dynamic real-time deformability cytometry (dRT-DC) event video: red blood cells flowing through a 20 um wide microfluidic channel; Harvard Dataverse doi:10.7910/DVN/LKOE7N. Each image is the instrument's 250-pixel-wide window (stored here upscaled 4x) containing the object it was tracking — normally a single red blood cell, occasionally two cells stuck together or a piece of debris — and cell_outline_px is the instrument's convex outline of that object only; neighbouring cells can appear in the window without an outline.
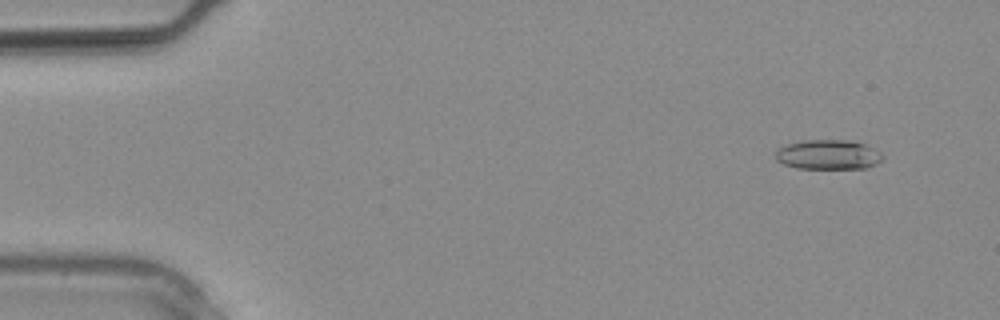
{"species": "common noctule bat (a hibernating species)", "species_latin": "Nyctalus noctula", "temperature_condition": "warm", "stored_images_in_passage": 17, "camera_frame_rate_fps": 3000, "um_per_image_px": 0.085, "animal": {"sex": "male", "body_mass_g": 20.4}, "frame": {"image": 1, "passage_image": 3, "time_ms": 0.667, "image_size_px": [1000, 320], "cell_outline_px": [[884, 156], [876, 164], [864, 168], [796, 168], [784, 164], [776, 160], [776, 148], [788, 144], [804, 140], [852, 140], [864, 144], [880, 152]], "centroid_in_image_um": [70.37, 13.14], "position_along_channel_um": 14.6, "area_um2": 18.44}}
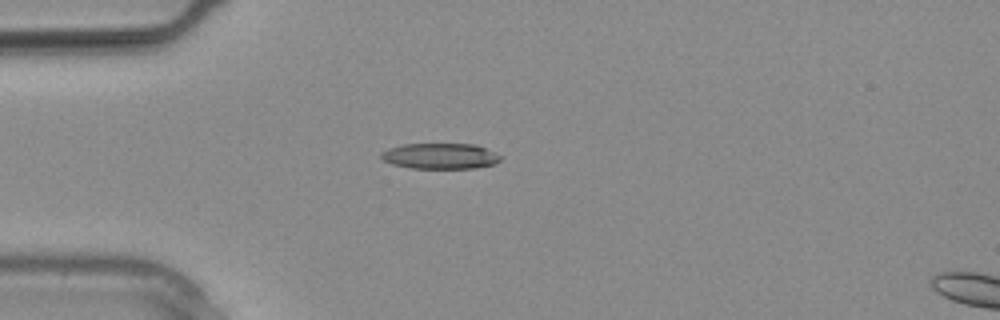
{"frame": {"image": 2, "passage_image": 8, "time_ms": 2.333, "image_size_px": [1000, 320], "cell_outline_px": [[500, 160], [496, 164], [476, 168], [412, 168], [392, 164], [384, 160], [380, 156], [380, 152], [388, 148], [404, 144], [476, 144], [500, 156]], "centroid_in_image_um": [37.39, 13.27], "position_along_channel_um": 47.6, "area_um2": 17.8}}